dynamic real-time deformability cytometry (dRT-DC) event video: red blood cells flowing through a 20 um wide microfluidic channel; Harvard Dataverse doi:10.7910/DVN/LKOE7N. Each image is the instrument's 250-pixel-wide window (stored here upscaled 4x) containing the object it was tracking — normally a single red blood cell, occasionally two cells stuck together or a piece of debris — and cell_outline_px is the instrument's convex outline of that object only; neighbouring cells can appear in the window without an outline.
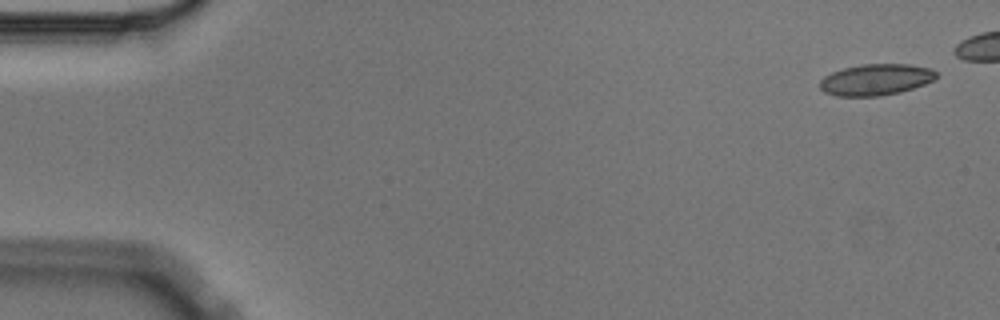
{"species": "Egyptian fruit bat (a non-hibernating species)", "species_latin": "Rousettus aegyptiacus", "temperature_condition": "cold", "stored_images_in_passage": 3, "camera_frame_rate_fps": 3000, "um_per_image_px": 0.085, "animal": {"sex": "male"}, "frame": {"image": 1, "passage_image": 1, "time_ms": 0.0, "image_size_px": [1000, 320], "cell_outline_px": [[936, 76], [932, 80], [924, 84], [900, 92], [880, 96], [836, 96], [824, 92], [820, 88], [820, 80], [824, 76], [832, 72], [844, 68], [860, 64], [908, 64], [932, 68], [936, 72]], "centroid_in_image_um": [74.42, 6.77], "position_along_channel_um": 10.6, "area_um2": 21.21}}